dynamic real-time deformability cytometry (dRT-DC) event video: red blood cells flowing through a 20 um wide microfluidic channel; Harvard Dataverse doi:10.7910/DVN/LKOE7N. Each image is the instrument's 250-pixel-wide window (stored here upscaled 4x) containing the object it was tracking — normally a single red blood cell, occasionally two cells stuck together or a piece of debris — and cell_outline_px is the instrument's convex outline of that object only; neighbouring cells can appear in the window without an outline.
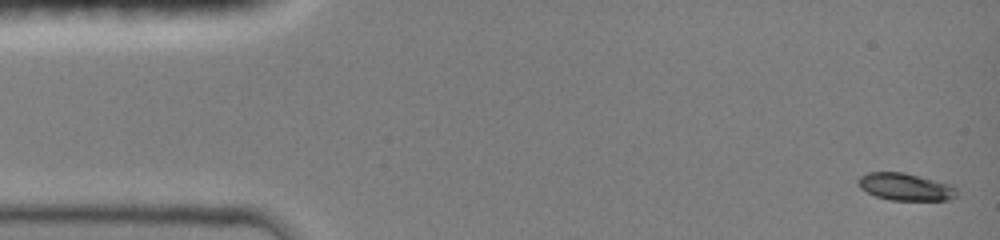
{"species": "common noctule bat (a hibernating species)", "species_latin": "Nyctalus noctula", "temperature_condition": "room temperature", "stored_images_in_passage": 6, "camera_frame_rate_fps": 3000, "um_per_image_px": 0.085, "animal": {"sex": "female", "body_mass_g": 19.0, "forearm_length_mm": 51.5}, "frame": {"image": 1, "passage_image": 1, "time_ms": 0.0, "image_size_px": [1000, 240], "cell_outline_px": [[956, 196], [948, 200], [892, 200], [876, 196], [860, 188], [860, 176], [868, 172], [900, 172], [948, 184], [956, 192]], "centroid_in_image_um": [76.92, 15.89], "position_along_channel_um": 8.1, "area_um2": 15.03}}
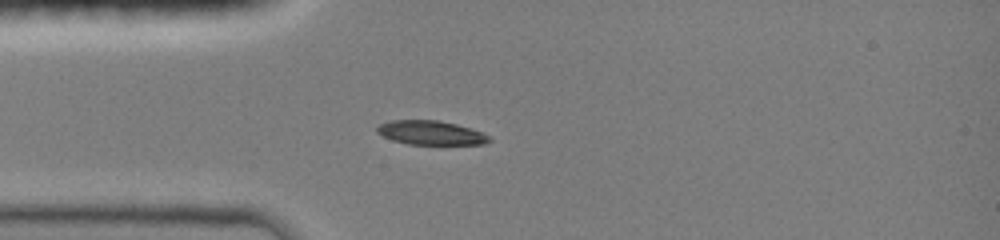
{"frame": {"image": 2, "passage_image": 6, "time_ms": 3.667, "image_size_px": [1000, 240], "cell_outline_px": [[492, 140], [484, 144], [408, 144], [392, 140], [376, 132], [376, 128], [380, 124], [392, 120], [436, 120], [456, 124], [480, 132], [488, 136]], "centroid_in_image_um": [36.58, 11.29], "position_along_channel_um": 48.4, "area_um2": 15.49}}